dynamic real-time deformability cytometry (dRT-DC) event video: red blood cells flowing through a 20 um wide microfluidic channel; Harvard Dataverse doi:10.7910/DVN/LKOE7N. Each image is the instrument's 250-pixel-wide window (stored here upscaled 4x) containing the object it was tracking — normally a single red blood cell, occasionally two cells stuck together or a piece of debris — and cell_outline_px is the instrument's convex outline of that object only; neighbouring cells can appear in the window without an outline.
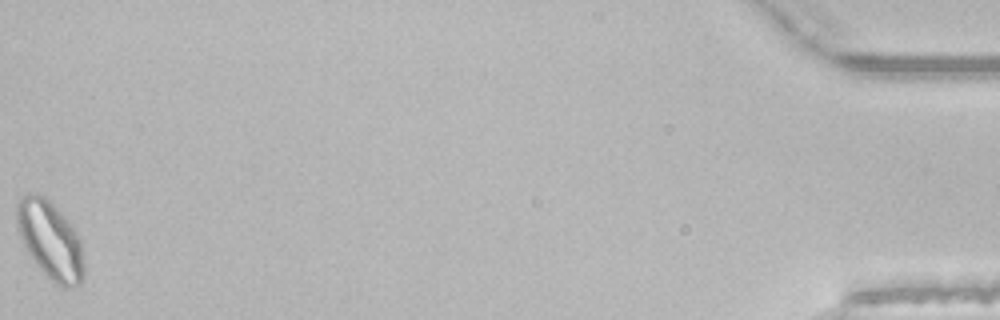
{"species": "common noctule bat (a hibernating species)", "species_latin": "Nyctalus noctula", "temperature_condition": "room temperature", "stored_images_in_passage": 49, "segment_of_instrument_passage": [2, 2], "camera_frame_rate_fps": 3000, "um_per_image_px": 0.085, "animal": {"sex": "male", "body_mass_g": 21.5, "forearm_length_mm": 52.0}, "frame": {"image": 1, "passage_image": 49, "time_ms": 16.0, "image_size_px": [1000, 320], "cell_outline_px": [[84, 276], [80, 284], [72, 288], [60, 288], [36, 264], [28, 252], [16, 228], [16, 204], [20, 196], [28, 192], [36, 192], [44, 196], [64, 216], [80, 240], [84, 264]], "centroid_in_image_um": [4.25, 20.4], "position_along_channel_um": 431.0, "area_um2": 30.46}}